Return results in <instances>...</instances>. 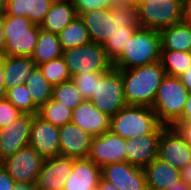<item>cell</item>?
I'll list each match as a JSON object with an SVG mask.
<instances>
[{"label": "cell", "mask_w": 191, "mask_h": 190, "mask_svg": "<svg viewBox=\"0 0 191 190\" xmlns=\"http://www.w3.org/2000/svg\"><path fill=\"white\" fill-rule=\"evenodd\" d=\"M133 33H118L103 43L107 57L113 62L122 52Z\"/></svg>", "instance_id": "836d02e7"}, {"label": "cell", "mask_w": 191, "mask_h": 190, "mask_svg": "<svg viewBox=\"0 0 191 190\" xmlns=\"http://www.w3.org/2000/svg\"><path fill=\"white\" fill-rule=\"evenodd\" d=\"M71 78L83 72H109L113 68L101 44L90 42L83 46L66 49L62 53Z\"/></svg>", "instance_id": "ba28073f"}, {"label": "cell", "mask_w": 191, "mask_h": 190, "mask_svg": "<svg viewBox=\"0 0 191 190\" xmlns=\"http://www.w3.org/2000/svg\"><path fill=\"white\" fill-rule=\"evenodd\" d=\"M118 70L122 75L126 103L152 107L158 88L166 76L161 62L157 61L132 69Z\"/></svg>", "instance_id": "7a4b0ae2"}, {"label": "cell", "mask_w": 191, "mask_h": 190, "mask_svg": "<svg viewBox=\"0 0 191 190\" xmlns=\"http://www.w3.org/2000/svg\"><path fill=\"white\" fill-rule=\"evenodd\" d=\"M92 137L72 122L59 127L60 155L72 158H87Z\"/></svg>", "instance_id": "ac0fdd59"}, {"label": "cell", "mask_w": 191, "mask_h": 190, "mask_svg": "<svg viewBox=\"0 0 191 190\" xmlns=\"http://www.w3.org/2000/svg\"><path fill=\"white\" fill-rule=\"evenodd\" d=\"M33 115L23 113L6 127L0 128V161L29 145Z\"/></svg>", "instance_id": "5bb4252c"}, {"label": "cell", "mask_w": 191, "mask_h": 190, "mask_svg": "<svg viewBox=\"0 0 191 190\" xmlns=\"http://www.w3.org/2000/svg\"><path fill=\"white\" fill-rule=\"evenodd\" d=\"M165 127L161 124L153 133L126 140L125 161L143 169L148 166L158 156L159 139Z\"/></svg>", "instance_id": "9a60e30c"}, {"label": "cell", "mask_w": 191, "mask_h": 190, "mask_svg": "<svg viewBox=\"0 0 191 190\" xmlns=\"http://www.w3.org/2000/svg\"><path fill=\"white\" fill-rule=\"evenodd\" d=\"M77 16L94 9L110 8L111 0H72Z\"/></svg>", "instance_id": "8d00e7d4"}, {"label": "cell", "mask_w": 191, "mask_h": 190, "mask_svg": "<svg viewBox=\"0 0 191 190\" xmlns=\"http://www.w3.org/2000/svg\"><path fill=\"white\" fill-rule=\"evenodd\" d=\"M136 1H144V0H136ZM154 1H156L157 3L161 2V0H154Z\"/></svg>", "instance_id": "f5cc1de1"}, {"label": "cell", "mask_w": 191, "mask_h": 190, "mask_svg": "<svg viewBox=\"0 0 191 190\" xmlns=\"http://www.w3.org/2000/svg\"><path fill=\"white\" fill-rule=\"evenodd\" d=\"M161 50L191 52V24L184 22L161 29Z\"/></svg>", "instance_id": "cb8c5ba5"}, {"label": "cell", "mask_w": 191, "mask_h": 190, "mask_svg": "<svg viewBox=\"0 0 191 190\" xmlns=\"http://www.w3.org/2000/svg\"><path fill=\"white\" fill-rule=\"evenodd\" d=\"M140 27L160 31L182 22L183 0L136 1Z\"/></svg>", "instance_id": "52a82bcc"}, {"label": "cell", "mask_w": 191, "mask_h": 190, "mask_svg": "<svg viewBox=\"0 0 191 190\" xmlns=\"http://www.w3.org/2000/svg\"><path fill=\"white\" fill-rule=\"evenodd\" d=\"M90 101L104 114L112 117L128 104L124 96L123 80L120 70L112 68L100 81H97L95 94Z\"/></svg>", "instance_id": "9c48e42d"}, {"label": "cell", "mask_w": 191, "mask_h": 190, "mask_svg": "<svg viewBox=\"0 0 191 190\" xmlns=\"http://www.w3.org/2000/svg\"><path fill=\"white\" fill-rule=\"evenodd\" d=\"M160 62L166 75L179 77L191 66V52L161 50Z\"/></svg>", "instance_id": "83f0119b"}, {"label": "cell", "mask_w": 191, "mask_h": 190, "mask_svg": "<svg viewBox=\"0 0 191 190\" xmlns=\"http://www.w3.org/2000/svg\"><path fill=\"white\" fill-rule=\"evenodd\" d=\"M15 186L14 179L0 165V190H13Z\"/></svg>", "instance_id": "ab89813d"}, {"label": "cell", "mask_w": 191, "mask_h": 190, "mask_svg": "<svg viewBox=\"0 0 191 190\" xmlns=\"http://www.w3.org/2000/svg\"><path fill=\"white\" fill-rule=\"evenodd\" d=\"M126 140L111 131L93 136L88 158L98 167L125 161Z\"/></svg>", "instance_id": "7c38bea8"}, {"label": "cell", "mask_w": 191, "mask_h": 190, "mask_svg": "<svg viewBox=\"0 0 191 190\" xmlns=\"http://www.w3.org/2000/svg\"><path fill=\"white\" fill-rule=\"evenodd\" d=\"M167 190H191V186L180 180Z\"/></svg>", "instance_id": "c3c4849f"}, {"label": "cell", "mask_w": 191, "mask_h": 190, "mask_svg": "<svg viewBox=\"0 0 191 190\" xmlns=\"http://www.w3.org/2000/svg\"><path fill=\"white\" fill-rule=\"evenodd\" d=\"M4 65H5V55H0V98H4L6 94L4 86Z\"/></svg>", "instance_id": "b9f144b4"}, {"label": "cell", "mask_w": 191, "mask_h": 190, "mask_svg": "<svg viewBox=\"0 0 191 190\" xmlns=\"http://www.w3.org/2000/svg\"><path fill=\"white\" fill-rule=\"evenodd\" d=\"M23 113L5 97L0 98V128L6 127Z\"/></svg>", "instance_id": "d590c367"}, {"label": "cell", "mask_w": 191, "mask_h": 190, "mask_svg": "<svg viewBox=\"0 0 191 190\" xmlns=\"http://www.w3.org/2000/svg\"><path fill=\"white\" fill-rule=\"evenodd\" d=\"M101 168L87 158H74L73 168L62 190H96Z\"/></svg>", "instance_id": "ffe728a7"}, {"label": "cell", "mask_w": 191, "mask_h": 190, "mask_svg": "<svg viewBox=\"0 0 191 190\" xmlns=\"http://www.w3.org/2000/svg\"><path fill=\"white\" fill-rule=\"evenodd\" d=\"M182 22L191 24V0H183Z\"/></svg>", "instance_id": "60d3db41"}, {"label": "cell", "mask_w": 191, "mask_h": 190, "mask_svg": "<svg viewBox=\"0 0 191 190\" xmlns=\"http://www.w3.org/2000/svg\"><path fill=\"white\" fill-rule=\"evenodd\" d=\"M79 16L87 28L90 41L101 45L112 35L134 33L140 28L135 4L112 5L110 8L94 9Z\"/></svg>", "instance_id": "6da1fadb"}, {"label": "cell", "mask_w": 191, "mask_h": 190, "mask_svg": "<svg viewBox=\"0 0 191 190\" xmlns=\"http://www.w3.org/2000/svg\"><path fill=\"white\" fill-rule=\"evenodd\" d=\"M38 67L52 86L71 80L70 72L62 56L42 63Z\"/></svg>", "instance_id": "1f68e13d"}, {"label": "cell", "mask_w": 191, "mask_h": 190, "mask_svg": "<svg viewBox=\"0 0 191 190\" xmlns=\"http://www.w3.org/2000/svg\"><path fill=\"white\" fill-rule=\"evenodd\" d=\"M107 72H83L75 75L71 79L75 83L78 91L85 100H90L95 94L97 88V81Z\"/></svg>", "instance_id": "d6a6232c"}, {"label": "cell", "mask_w": 191, "mask_h": 190, "mask_svg": "<svg viewBox=\"0 0 191 190\" xmlns=\"http://www.w3.org/2000/svg\"><path fill=\"white\" fill-rule=\"evenodd\" d=\"M28 0H7L4 14L27 18Z\"/></svg>", "instance_id": "74e56055"}, {"label": "cell", "mask_w": 191, "mask_h": 190, "mask_svg": "<svg viewBox=\"0 0 191 190\" xmlns=\"http://www.w3.org/2000/svg\"><path fill=\"white\" fill-rule=\"evenodd\" d=\"M96 190H119L116 186L112 183L106 181L102 177L99 179L97 189Z\"/></svg>", "instance_id": "bcb514c9"}, {"label": "cell", "mask_w": 191, "mask_h": 190, "mask_svg": "<svg viewBox=\"0 0 191 190\" xmlns=\"http://www.w3.org/2000/svg\"><path fill=\"white\" fill-rule=\"evenodd\" d=\"M111 117L98 110L90 100H84L72 111L71 122L91 136L110 131Z\"/></svg>", "instance_id": "d6986e66"}, {"label": "cell", "mask_w": 191, "mask_h": 190, "mask_svg": "<svg viewBox=\"0 0 191 190\" xmlns=\"http://www.w3.org/2000/svg\"><path fill=\"white\" fill-rule=\"evenodd\" d=\"M159 159L181 170L191 162V146L172 126H166L161 133L158 145Z\"/></svg>", "instance_id": "8fae6325"}, {"label": "cell", "mask_w": 191, "mask_h": 190, "mask_svg": "<svg viewBox=\"0 0 191 190\" xmlns=\"http://www.w3.org/2000/svg\"><path fill=\"white\" fill-rule=\"evenodd\" d=\"M174 127L183 139L191 146V121H176Z\"/></svg>", "instance_id": "f35d334b"}, {"label": "cell", "mask_w": 191, "mask_h": 190, "mask_svg": "<svg viewBox=\"0 0 191 190\" xmlns=\"http://www.w3.org/2000/svg\"><path fill=\"white\" fill-rule=\"evenodd\" d=\"M130 4H136V0H111V5H130Z\"/></svg>", "instance_id": "f907efd6"}, {"label": "cell", "mask_w": 191, "mask_h": 190, "mask_svg": "<svg viewBox=\"0 0 191 190\" xmlns=\"http://www.w3.org/2000/svg\"><path fill=\"white\" fill-rule=\"evenodd\" d=\"M179 78L189 93H191V66L184 73H182Z\"/></svg>", "instance_id": "ee69618b"}, {"label": "cell", "mask_w": 191, "mask_h": 190, "mask_svg": "<svg viewBox=\"0 0 191 190\" xmlns=\"http://www.w3.org/2000/svg\"><path fill=\"white\" fill-rule=\"evenodd\" d=\"M76 16L72 0H54L40 28L59 34Z\"/></svg>", "instance_id": "7402d4cb"}, {"label": "cell", "mask_w": 191, "mask_h": 190, "mask_svg": "<svg viewBox=\"0 0 191 190\" xmlns=\"http://www.w3.org/2000/svg\"><path fill=\"white\" fill-rule=\"evenodd\" d=\"M189 95L179 77L166 75L152 105L158 121L172 126L181 116Z\"/></svg>", "instance_id": "5b68a950"}, {"label": "cell", "mask_w": 191, "mask_h": 190, "mask_svg": "<svg viewBox=\"0 0 191 190\" xmlns=\"http://www.w3.org/2000/svg\"><path fill=\"white\" fill-rule=\"evenodd\" d=\"M13 190H37L35 184L15 183Z\"/></svg>", "instance_id": "681fc988"}, {"label": "cell", "mask_w": 191, "mask_h": 190, "mask_svg": "<svg viewBox=\"0 0 191 190\" xmlns=\"http://www.w3.org/2000/svg\"><path fill=\"white\" fill-rule=\"evenodd\" d=\"M63 50L59 42L58 34L45 31L40 28L38 42L31 58L38 66L52 59L62 56Z\"/></svg>", "instance_id": "d4e9b609"}, {"label": "cell", "mask_w": 191, "mask_h": 190, "mask_svg": "<svg viewBox=\"0 0 191 190\" xmlns=\"http://www.w3.org/2000/svg\"><path fill=\"white\" fill-rule=\"evenodd\" d=\"M181 180L191 186V162L180 170Z\"/></svg>", "instance_id": "f6af8a7d"}, {"label": "cell", "mask_w": 191, "mask_h": 190, "mask_svg": "<svg viewBox=\"0 0 191 190\" xmlns=\"http://www.w3.org/2000/svg\"><path fill=\"white\" fill-rule=\"evenodd\" d=\"M161 37L154 29L137 28L121 54L112 62L115 69H132L160 61Z\"/></svg>", "instance_id": "3957f363"}, {"label": "cell", "mask_w": 191, "mask_h": 190, "mask_svg": "<svg viewBox=\"0 0 191 190\" xmlns=\"http://www.w3.org/2000/svg\"><path fill=\"white\" fill-rule=\"evenodd\" d=\"M101 177L119 190H148L144 169L126 161L103 166Z\"/></svg>", "instance_id": "4fadbf2b"}, {"label": "cell", "mask_w": 191, "mask_h": 190, "mask_svg": "<svg viewBox=\"0 0 191 190\" xmlns=\"http://www.w3.org/2000/svg\"><path fill=\"white\" fill-rule=\"evenodd\" d=\"M7 0H0V15H3L6 10Z\"/></svg>", "instance_id": "816d5d0a"}, {"label": "cell", "mask_w": 191, "mask_h": 190, "mask_svg": "<svg viewBox=\"0 0 191 190\" xmlns=\"http://www.w3.org/2000/svg\"><path fill=\"white\" fill-rule=\"evenodd\" d=\"M5 98L22 113L38 115L39 109L34 105L26 84L7 89Z\"/></svg>", "instance_id": "f546056e"}, {"label": "cell", "mask_w": 191, "mask_h": 190, "mask_svg": "<svg viewBox=\"0 0 191 190\" xmlns=\"http://www.w3.org/2000/svg\"><path fill=\"white\" fill-rule=\"evenodd\" d=\"M52 99L62 105H65L71 110H74L85 100L78 91L72 79L53 86Z\"/></svg>", "instance_id": "4dcf8cb0"}, {"label": "cell", "mask_w": 191, "mask_h": 190, "mask_svg": "<svg viewBox=\"0 0 191 190\" xmlns=\"http://www.w3.org/2000/svg\"><path fill=\"white\" fill-rule=\"evenodd\" d=\"M148 190H167L181 180L180 170L155 158L144 168Z\"/></svg>", "instance_id": "44dd1931"}, {"label": "cell", "mask_w": 191, "mask_h": 190, "mask_svg": "<svg viewBox=\"0 0 191 190\" xmlns=\"http://www.w3.org/2000/svg\"><path fill=\"white\" fill-rule=\"evenodd\" d=\"M6 41L3 33V15H0V55H4Z\"/></svg>", "instance_id": "7dc6e473"}, {"label": "cell", "mask_w": 191, "mask_h": 190, "mask_svg": "<svg viewBox=\"0 0 191 190\" xmlns=\"http://www.w3.org/2000/svg\"><path fill=\"white\" fill-rule=\"evenodd\" d=\"M54 0H28L27 18L36 25H41Z\"/></svg>", "instance_id": "e575fe53"}, {"label": "cell", "mask_w": 191, "mask_h": 190, "mask_svg": "<svg viewBox=\"0 0 191 190\" xmlns=\"http://www.w3.org/2000/svg\"><path fill=\"white\" fill-rule=\"evenodd\" d=\"M177 121H191V93L188 95L182 116Z\"/></svg>", "instance_id": "7bdbcfd3"}, {"label": "cell", "mask_w": 191, "mask_h": 190, "mask_svg": "<svg viewBox=\"0 0 191 190\" xmlns=\"http://www.w3.org/2000/svg\"><path fill=\"white\" fill-rule=\"evenodd\" d=\"M74 158L62 155L44 159L35 186L37 190H62L71 174Z\"/></svg>", "instance_id": "2e32d148"}, {"label": "cell", "mask_w": 191, "mask_h": 190, "mask_svg": "<svg viewBox=\"0 0 191 190\" xmlns=\"http://www.w3.org/2000/svg\"><path fill=\"white\" fill-rule=\"evenodd\" d=\"M37 65L31 57L5 56L4 86L5 90L25 84L26 79Z\"/></svg>", "instance_id": "603a6c76"}, {"label": "cell", "mask_w": 191, "mask_h": 190, "mask_svg": "<svg viewBox=\"0 0 191 190\" xmlns=\"http://www.w3.org/2000/svg\"><path fill=\"white\" fill-rule=\"evenodd\" d=\"M40 26L28 18L3 14L5 56L31 57L38 42Z\"/></svg>", "instance_id": "8992f818"}, {"label": "cell", "mask_w": 191, "mask_h": 190, "mask_svg": "<svg viewBox=\"0 0 191 190\" xmlns=\"http://www.w3.org/2000/svg\"><path fill=\"white\" fill-rule=\"evenodd\" d=\"M72 111L65 105L50 99L39 108L38 116L44 121L60 127L71 122Z\"/></svg>", "instance_id": "f1b7e54d"}, {"label": "cell", "mask_w": 191, "mask_h": 190, "mask_svg": "<svg viewBox=\"0 0 191 190\" xmlns=\"http://www.w3.org/2000/svg\"><path fill=\"white\" fill-rule=\"evenodd\" d=\"M34 105L39 109L48 100L52 99L53 86L43 76L36 66L25 81Z\"/></svg>", "instance_id": "4316f807"}, {"label": "cell", "mask_w": 191, "mask_h": 190, "mask_svg": "<svg viewBox=\"0 0 191 190\" xmlns=\"http://www.w3.org/2000/svg\"><path fill=\"white\" fill-rule=\"evenodd\" d=\"M160 125L152 107L127 105L111 117L110 131L128 140L153 133Z\"/></svg>", "instance_id": "277c9868"}, {"label": "cell", "mask_w": 191, "mask_h": 190, "mask_svg": "<svg viewBox=\"0 0 191 190\" xmlns=\"http://www.w3.org/2000/svg\"><path fill=\"white\" fill-rule=\"evenodd\" d=\"M29 145L44 159L60 155L59 127L33 115Z\"/></svg>", "instance_id": "e0dca14e"}, {"label": "cell", "mask_w": 191, "mask_h": 190, "mask_svg": "<svg viewBox=\"0 0 191 190\" xmlns=\"http://www.w3.org/2000/svg\"><path fill=\"white\" fill-rule=\"evenodd\" d=\"M62 50L83 46L90 43L86 26L80 16H76L59 34Z\"/></svg>", "instance_id": "484cf974"}, {"label": "cell", "mask_w": 191, "mask_h": 190, "mask_svg": "<svg viewBox=\"0 0 191 190\" xmlns=\"http://www.w3.org/2000/svg\"><path fill=\"white\" fill-rule=\"evenodd\" d=\"M44 158L30 145L0 162L15 183L35 184Z\"/></svg>", "instance_id": "30bf717a"}]
</instances>
